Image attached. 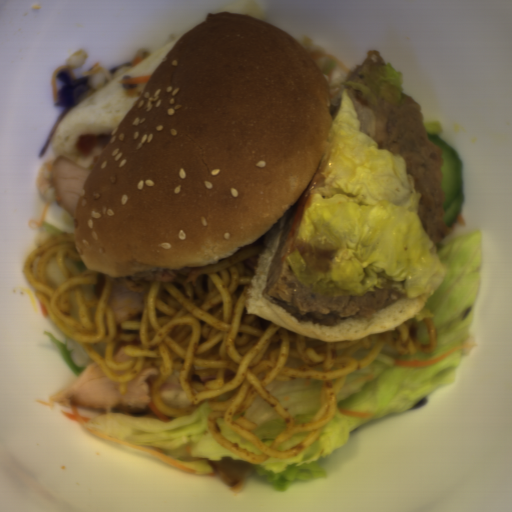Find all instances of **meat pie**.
<instances>
[{
    "label": "meat pie",
    "mask_w": 512,
    "mask_h": 512,
    "mask_svg": "<svg viewBox=\"0 0 512 512\" xmlns=\"http://www.w3.org/2000/svg\"><path fill=\"white\" fill-rule=\"evenodd\" d=\"M348 89L360 131L377 143V149L399 153L405 160L406 174L413 176L415 190L422 194L417 211L422 227L433 244H439L454 231L444 223L446 194L442 166L445 160L441 147L428 138L421 105L404 93L405 101L400 106L386 102L374 106L363 99L361 90Z\"/></svg>",
    "instance_id": "meat-pie-1"
},
{
    "label": "meat pie",
    "mask_w": 512,
    "mask_h": 512,
    "mask_svg": "<svg viewBox=\"0 0 512 512\" xmlns=\"http://www.w3.org/2000/svg\"><path fill=\"white\" fill-rule=\"evenodd\" d=\"M296 203L289 210L283 226L278 247L268 265L267 279L262 295L274 305H279L289 315L298 319L326 326H338L353 318L370 319L373 315L395 303L402 296L389 289L366 292L364 296L332 297L312 294L302 285L292 267L283 256Z\"/></svg>",
    "instance_id": "meat-pie-2"
},
{
    "label": "meat pie",
    "mask_w": 512,
    "mask_h": 512,
    "mask_svg": "<svg viewBox=\"0 0 512 512\" xmlns=\"http://www.w3.org/2000/svg\"><path fill=\"white\" fill-rule=\"evenodd\" d=\"M295 247L307 266L314 267L325 272L327 271L329 268L327 260L333 259L330 256L334 251H325L315 247L313 251L310 243H304L294 239L288 254L293 252Z\"/></svg>",
    "instance_id": "meat-pie-3"
},
{
    "label": "meat pie",
    "mask_w": 512,
    "mask_h": 512,
    "mask_svg": "<svg viewBox=\"0 0 512 512\" xmlns=\"http://www.w3.org/2000/svg\"><path fill=\"white\" fill-rule=\"evenodd\" d=\"M387 62L383 59L381 53L379 50H376V49H371V50H367L366 52V57L364 59V61L362 63H360L357 67H355L351 72L350 74L347 76L345 82L347 80H352V81H356V80H360L361 79V75H360V71L366 66V65H370L371 67L372 66H375V65H386Z\"/></svg>",
    "instance_id": "meat-pie-4"
},
{
    "label": "meat pie",
    "mask_w": 512,
    "mask_h": 512,
    "mask_svg": "<svg viewBox=\"0 0 512 512\" xmlns=\"http://www.w3.org/2000/svg\"><path fill=\"white\" fill-rule=\"evenodd\" d=\"M325 185V176L317 170V172L314 174L308 188H321Z\"/></svg>",
    "instance_id": "meat-pie-5"
}]
</instances>
